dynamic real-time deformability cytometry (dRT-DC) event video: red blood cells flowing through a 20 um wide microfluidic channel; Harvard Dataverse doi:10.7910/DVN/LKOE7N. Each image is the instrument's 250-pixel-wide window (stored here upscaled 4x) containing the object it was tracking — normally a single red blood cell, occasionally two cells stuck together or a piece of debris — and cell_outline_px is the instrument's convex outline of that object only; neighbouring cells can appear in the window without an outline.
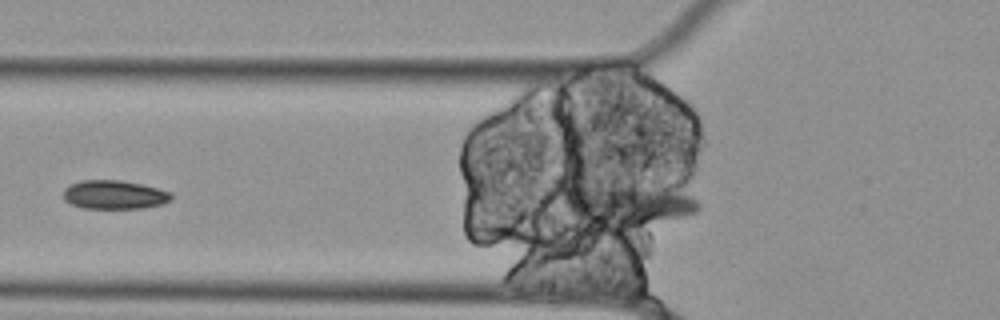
{"species": "Egyptian fruit bat (a non-hibernating species)", "species_latin": "Rousettus aegyptiacus", "temperature_condition": "cold", "stored_images_in_passage": 35, "segment_of_instrument_passage": [1, 2], "camera_frame_rate_fps": 3000, "um_per_image_px": 0.085, "animal": {"sex": "female"}, "frame": {"image": 1, "passage_image": 6, "time_ms": 1.667, "image_size_px": [1000, 320], "cell_outline_px": [[700, 208], [696, 212], [624, 240], [572, 212], [560, 200], [568, 184], [576, 184], [644, 188], [688, 196], [696, 200], [700, 204]], "centroid_in_image_um": [53.29, 17.65], "position_along_channel_um": 72.5, "area_um2": 34.97}}